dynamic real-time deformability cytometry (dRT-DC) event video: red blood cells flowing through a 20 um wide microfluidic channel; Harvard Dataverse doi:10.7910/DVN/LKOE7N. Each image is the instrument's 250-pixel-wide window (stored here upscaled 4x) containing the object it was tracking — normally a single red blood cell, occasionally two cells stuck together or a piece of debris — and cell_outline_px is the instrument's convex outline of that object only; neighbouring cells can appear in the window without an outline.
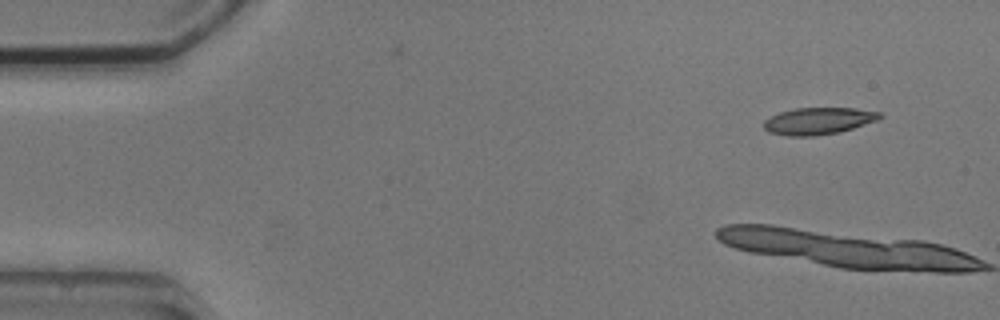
{"species": "common noctule bat (a hibernating species)", "species_latin": "Nyctalus noctula", "temperature_condition": "cold", "stored_images_in_passage": 2, "camera_frame_rate_fps": 3000, "um_per_image_px": 0.085, "animal": {"sex": "male", "body_mass_g": 20.5, "forearm_length_mm": 52.5}, "frame": {"image": 1, "passage_image": 2, "time_ms": 2.333, "image_size_px": [1000, 320], "cell_outline_px": [[884, 116], [880, 120], [840, 132], [816, 136], [788, 136], [768, 132], [764, 128], [764, 120], [780, 112], [796, 108], [856, 108], [884, 112]], "centroid_in_image_um": [69.64, 10.28], "position_along_channel_um": 15.4, "area_um2": 18.5}}